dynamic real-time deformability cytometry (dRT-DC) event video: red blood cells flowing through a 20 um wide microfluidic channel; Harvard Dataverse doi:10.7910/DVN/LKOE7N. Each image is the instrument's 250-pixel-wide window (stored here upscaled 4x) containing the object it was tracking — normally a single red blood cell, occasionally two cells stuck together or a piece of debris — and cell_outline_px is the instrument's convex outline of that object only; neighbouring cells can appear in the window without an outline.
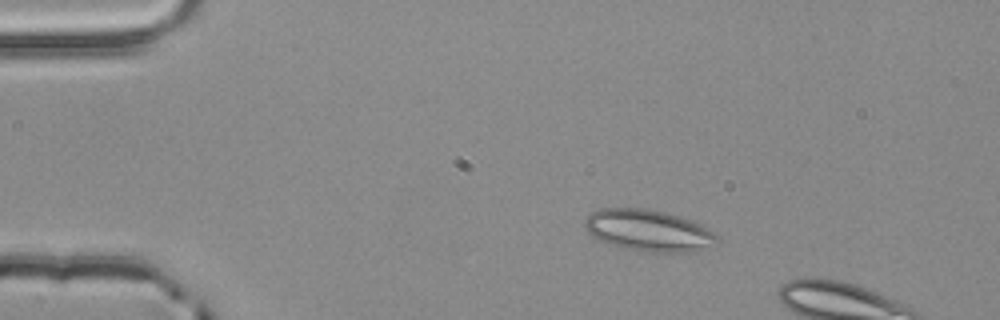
{"species": "common noctule bat (a hibernating species)", "species_latin": "Nyctalus noctula", "temperature_condition": "room temperature", "stored_images_in_passage": 7, "camera_frame_rate_fps": 3000, "um_per_image_px": 0.085, "animal": {"sex": "male", "body_mass_g": 20.4}, "frame": {"image": 1, "passage_image": 3, "time_ms": 0.667, "image_size_px": [1000, 320], "cell_outline_px": [[720, 240], [712, 248], [692, 252], [648, 252], [624, 248], [600, 240], [592, 236], [588, 232], [584, 224], [584, 220], [592, 212], [600, 208], [644, 208], [664, 212], [692, 220], [720, 236]], "centroid_in_image_um": [55.17, 19.6], "position_along_channel_um": 29.8, "area_um2": 32.19}}